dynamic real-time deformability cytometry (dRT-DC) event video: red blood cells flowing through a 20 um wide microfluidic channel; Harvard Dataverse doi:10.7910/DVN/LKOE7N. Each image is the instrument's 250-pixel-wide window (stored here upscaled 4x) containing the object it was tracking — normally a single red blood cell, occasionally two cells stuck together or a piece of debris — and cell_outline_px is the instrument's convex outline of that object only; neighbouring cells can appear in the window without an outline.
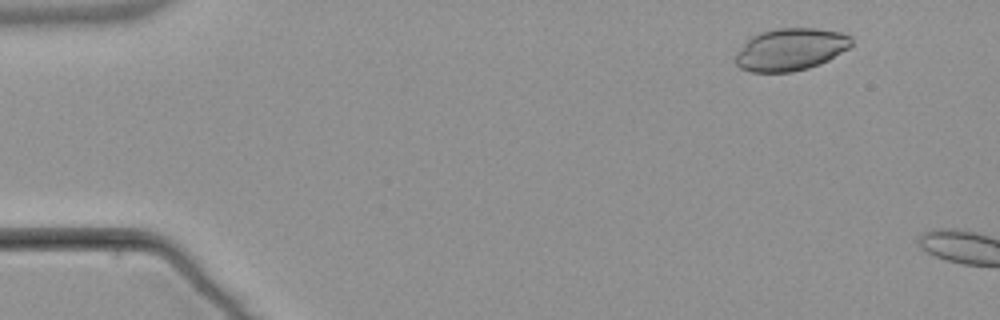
{"species": "common noctule bat (a hibernating species)", "species_latin": "Nyctalus noctula", "temperature_condition": "warm", "stored_images_in_passage": 5, "camera_frame_rate_fps": 3000, "um_per_image_px": 0.085, "animal": {"sex": "male", "body_mass_g": 21.5, "forearm_length_mm": 52.0}, "frame": {"image": 1, "passage_image": 2, "time_ms": 1.333, "image_size_px": [1000, 320], "cell_outline_px": [[852, 44], [848, 48], [828, 60], [820, 64], [808, 68], [792, 72], [752, 72], [740, 68], [736, 64], [736, 52], [752, 36], [760, 32], [776, 28], [816, 28], [840, 32], [852, 36]], "centroid_in_image_um": [67.2, 4.2], "position_along_channel_um": 17.8, "area_um2": 28.55}}